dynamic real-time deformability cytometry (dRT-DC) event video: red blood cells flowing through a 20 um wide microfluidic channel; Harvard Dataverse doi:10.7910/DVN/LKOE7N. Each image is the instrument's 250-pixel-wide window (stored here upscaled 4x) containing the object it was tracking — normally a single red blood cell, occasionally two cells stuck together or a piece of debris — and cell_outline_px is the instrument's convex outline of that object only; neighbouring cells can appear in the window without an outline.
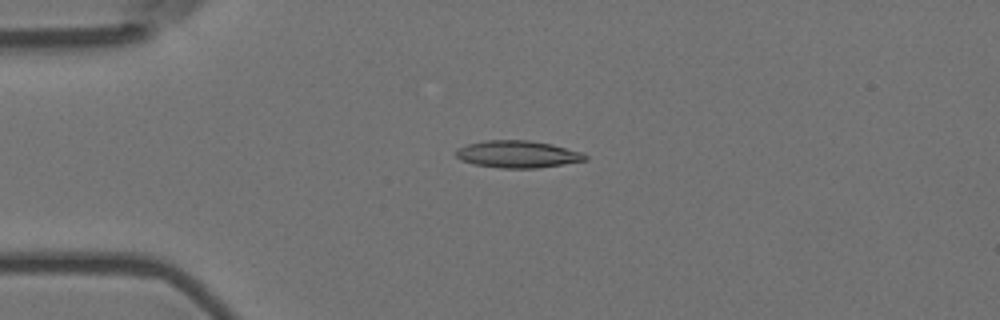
{"species": "Egyptian fruit bat (a non-hibernating species)", "species_latin": "Rousettus aegyptiacus", "temperature_condition": "room temperature", "stored_images_in_passage": 4, "camera_frame_rate_fps": 3000, "um_per_image_px": 0.085, "animal": {"sex": "female"}, "frame": {"image": 1, "passage_image": 3, "time_ms": 0.667, "image_size_px": [1000, 320], "cell_outline_px": [[588, 160], [536, 168], [500, 168], [476, 164], [460, 160], [456, 156], [456, 148], [468, 144], [484, 140], [528, 140], [552, 144], [584, 152], [588, 156]], "centroid_in_image_um": [44.02, 13.1], "position_along_channel_um": 41.0, "area_um2": 20.52}}